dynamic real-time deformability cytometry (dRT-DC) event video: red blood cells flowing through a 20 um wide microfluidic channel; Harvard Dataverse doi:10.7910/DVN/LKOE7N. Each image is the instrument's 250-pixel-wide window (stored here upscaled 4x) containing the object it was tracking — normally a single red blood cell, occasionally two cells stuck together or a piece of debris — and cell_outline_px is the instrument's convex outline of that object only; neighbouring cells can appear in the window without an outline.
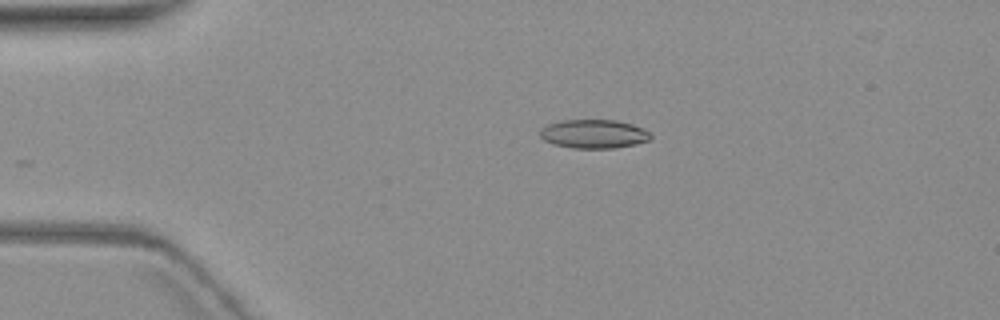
{"species": "common noctule bat (a hibernating species)", "species_latin": "Nyctalus noctula", "temperature_condition": "warm", "stored_images_in_passage": 6, "camera_frame_rate_fps": 3000, "um_per_image_px": 0.085, "animal": {"sex": "female", "body_mass_g": 19.3, "forearm_length_mm": 54.1}, "frame": {"image": 1, "passage_image": 4, "time_ms": 3.333, "image_size_px": [1000, 320], "cell_outline_px": [[652, 136], [648, 140], [636, 144], [616, 148], [572, 148], [556, 144], [544, 140], [540, 136], [540, 128], [548, 124], [564, 120], [616, 120], [632, 124], [648, 132]], "centroid_in_image_um": [50.45, 11.38], "position_along_channel_um": 34.5, "area_um2": 18.38}}
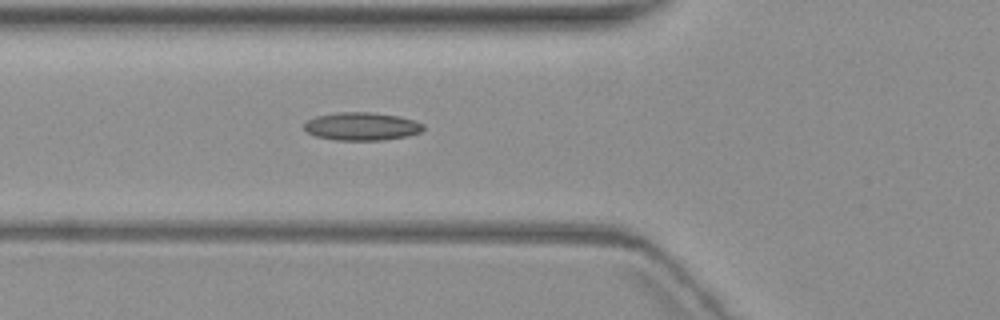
{"frame": {"image": 2, "passage_image": 6, "time_ms": 6.333, "image_size_px": [1000, 320], "cell_outline_px": [[424, 128], [420, 132], [408, 136], [384, 140], [336, 140], [316, 136], [308, 132], [304, 128], [304, 124], [308, 120], [316, 116], [340, 112], [372, 112], [400, 116], [416, 120], [424, 124]], "centroid_in_image_um": [30.79, 10.74], "position_along_channel_um": 95.0, "area_um2": 19.54}}